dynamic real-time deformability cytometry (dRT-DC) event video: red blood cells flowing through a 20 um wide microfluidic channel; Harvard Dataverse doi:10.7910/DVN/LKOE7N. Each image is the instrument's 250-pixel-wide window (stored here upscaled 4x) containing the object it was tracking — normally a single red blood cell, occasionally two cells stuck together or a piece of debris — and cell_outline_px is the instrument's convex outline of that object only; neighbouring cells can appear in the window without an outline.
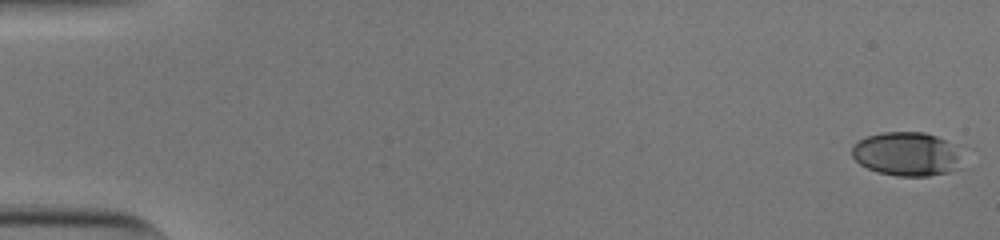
{"species": "human", "species_latin": "Homo sapiens", "temperature_condition": "cold", "stored_images_in_passage": 54, "camera_frame_rate_fps": 3000, "um_per_image_px": 0.085, "donor": {"sex": "male"}, "frame": {"image": 1, "passage_image": 1, "time_ms": 0.0, "image_size_px": [1000, 240], "cell_outline_px": [[968, 168], [928, 176], [896, 176], [876, 172], [860, 164], [852, 156], [852, 144], [868, 136], [880, 132], [924, 132], [936, 136], [944, 140]], "centroid_in_image_um": [77.05, 13.12], "position_along_channel_um": 7.9, "area_um2": 28.15}}
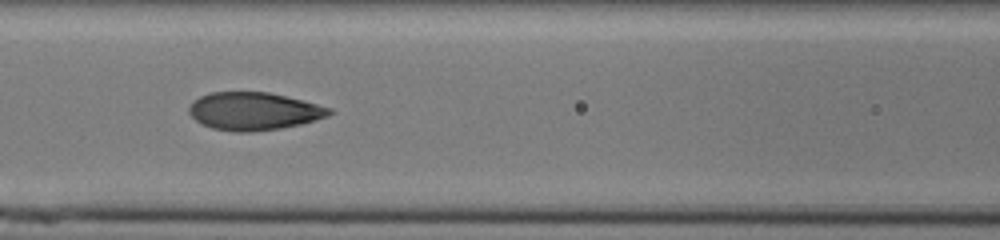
{"frame": {"image": 2, "passage_image": 25, "time_ms": 8.0, "image_size_px": [1000, 240], "cell_outline_px": [[336, 112], [328, 116], [316, 120], [300, 124], [280, 128], [252, 132], [236, 132], [212, 128], [196, 120], [188, 112], [188, 108], [200, 96], [212, 92], [268, 92], [332, 108]], "centroid_in_image_um": [21.6, 9.46], "position_along_channel_um": 145.0, "area_um2": 30.63}}
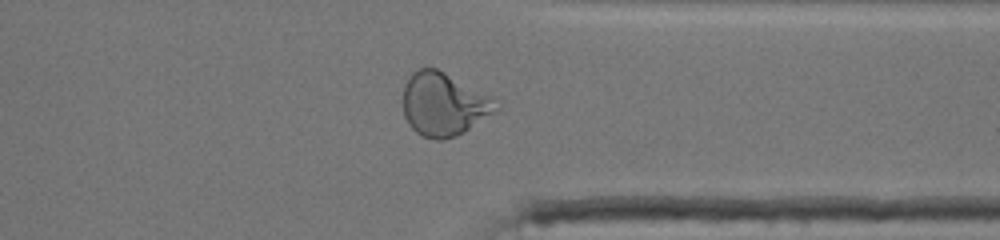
{"frame": {"image": 3, "passage_image": 43, "time_ms": 14.0, "image_size_px": [1000, 240], "cell_outline_px": [[500, 108], [464, 132], [456, 136], [444, 140], [436, 140], [424, 136], [416, 132], [408, 124], [404, 116], [404, 84], [408, 76], [412, 72], [420, 68], [436, 68], [496, 96], [500, 100]], "centroid_in_image_um": [37.77, 8.84], "position_along_channel_um": 373.6, "area_um2": 34.85}, "authors_computed_cell_mechanics": {"area_um2": 30.6051, "velocity_mm_per_s": 3.8485, "shape_relaxation_time_tau1_ms": 5.1788, "shape_relaxation_time_tau2_ms": 0.8926, "deformation_change_tau1": 0.1972, "deformation_change_tau2": 0.0647}}